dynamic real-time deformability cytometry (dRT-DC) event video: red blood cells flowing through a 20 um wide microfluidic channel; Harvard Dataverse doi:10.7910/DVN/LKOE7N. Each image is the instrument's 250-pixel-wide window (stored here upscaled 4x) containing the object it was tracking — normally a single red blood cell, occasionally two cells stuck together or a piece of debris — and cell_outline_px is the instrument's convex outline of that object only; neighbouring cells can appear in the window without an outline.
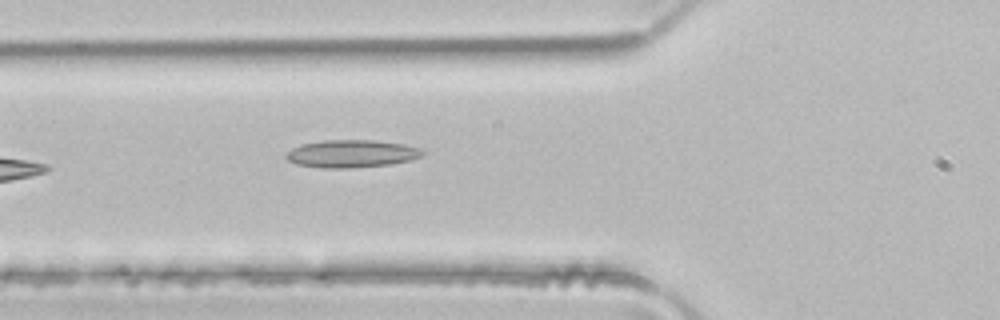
{"species": "common noctule bat (a hibernating species)", "species_latin": "Nyctalus noctula", "temperature_condition": "room temperature", "stored_images_in_passage": 5, "camera_frame_rate_fps": 3000, "um_per_image_px": 0.085, "animal": {"sex": "male", "body_mass_g": 21.5, "forearm_length_mm": 52.0}, "frame": {"image": 1, "passage_image": 5, "time_ms": 1.333, "image_size_px": [1000, 320], "cell_outline_px": [[424, 152], [420, 156], [412, 160], [392, 164], [352, 168], [320, 168], [296, 164], [288, 160], [284, 156], [292, 148], [300, 144], [324, 140], [372, 140], [404, 144], [420, 148]], "centroid_in_image_um": [29.87, 13.07], "position_along_channel_um": 95.9, "area_um2": 22.08}}